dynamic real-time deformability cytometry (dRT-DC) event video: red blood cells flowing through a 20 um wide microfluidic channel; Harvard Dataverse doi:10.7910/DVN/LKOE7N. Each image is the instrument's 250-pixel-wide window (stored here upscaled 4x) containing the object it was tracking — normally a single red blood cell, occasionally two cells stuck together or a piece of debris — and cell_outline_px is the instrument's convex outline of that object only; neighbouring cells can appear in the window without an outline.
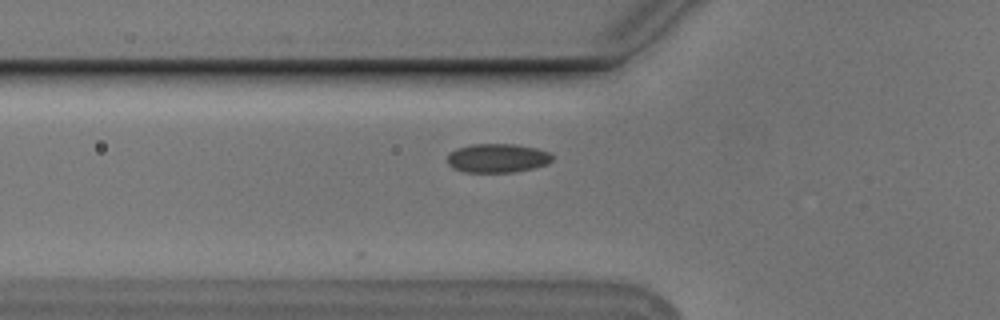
{"species": "Egyptian fruit bat (a non-hibernating species)", "species_latin": "Rousettus aegyptiacus", "temperature_condition": "cold", "stored_images_in_passage": 39, "camera_frame_rate_fps": 3000, "um_per_image_px": 0.085, "animal": {"sex": "male"}, "frame": {"image": 1, "passage_image": 4, "time_ms": 1.0, "image_size_px": [1000, 320], "cell_outline_px": [[552, 160], [548, 164], [532, 168], [512, 172], [464, 172], [452, 168], [448, 164], [448, 152], [456, 148], [472, 144], [516, 144], [536, 148], [548, 152], [552, 156]], "centroid_in_image_um": [42.24, 13.43], "position_along_channel_um": 83.6, "area_um2": 17.74}}
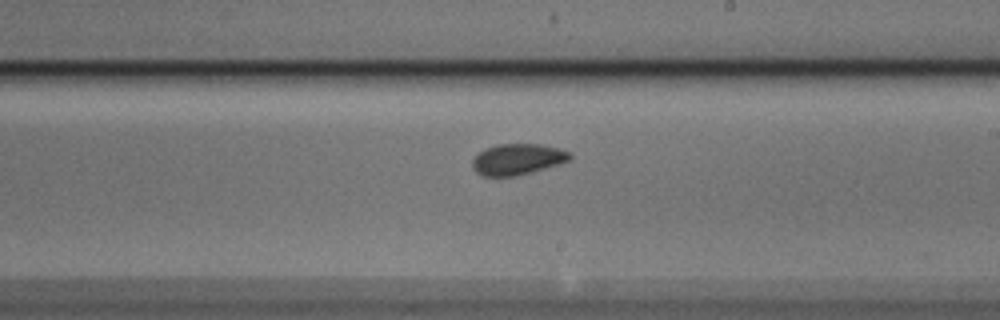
{"frame": {"image": 2, "passage_image": 17, "time_ms": 5.333, "image_size_px": [1000, 320], "cell_outline_px": [[572, 156], [568, 160], [532, 172], [516, 176], [480, 176], [472, 168], [472, 160], [484, 148], [496, 144], [540, 144], [560, 148], [568, 152]], "centroid_in_image_um": [43.93, 13.53], "position_along_channel_um": 245.1, "area_um2": 17.57}}
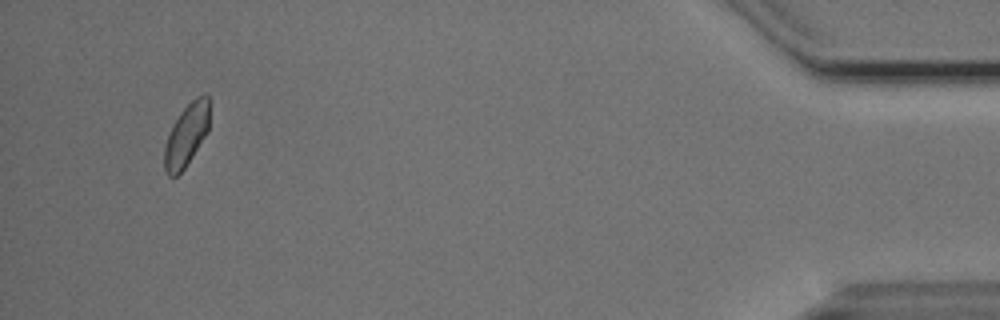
{"frame": {"image": 3, "passage_image": 37, "time_ms": 12.0, "image_size_px": [1000, 320], "cell_outline_px": [[208, 132], [184, 168], [176, 176], [168, 176], [164, 168], [164, 144], [180, 112], [196, 96], [204, 92], [208, 96]], "centroid_in_image_um": [15.84, 11.47], "position_along_channel_um": 419.4, "area_um2": 16.13}, "authors_computed_cell_mechanics": {"area_um2": 17.2822, "velocity_mm_per_s": 3.7313, "shape_relaxation_time_tau1_ms": 4.9382, "shape_relaxation_time_tau2_ms": 1.1866, "deformation_change_tau1": 0.0704, "deformation_change_tau2": 0.0424}}